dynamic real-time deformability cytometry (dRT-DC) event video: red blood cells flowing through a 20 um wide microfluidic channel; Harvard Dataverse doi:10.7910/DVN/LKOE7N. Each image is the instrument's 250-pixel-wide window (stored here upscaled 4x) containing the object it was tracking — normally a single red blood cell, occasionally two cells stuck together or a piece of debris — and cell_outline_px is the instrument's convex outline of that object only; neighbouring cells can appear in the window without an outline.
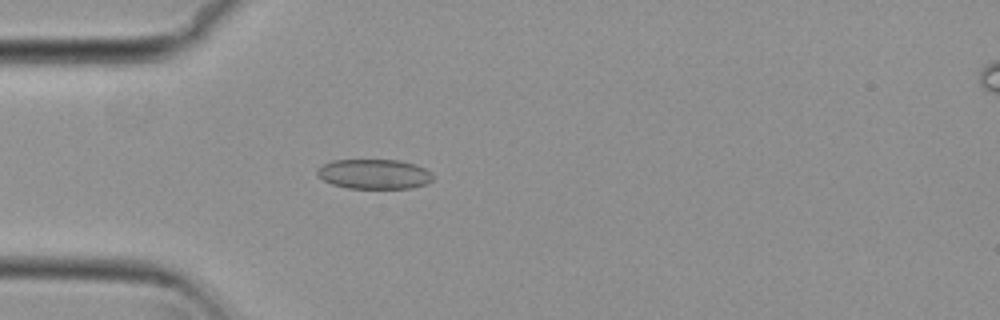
{"species": "common noctule bat (a hibernating species)", "species_latin": "Nyctalus noctula", "temperature_condition": "cold", "stored_images_in_passage": 54, "camera_frame_rate_fps": 3000, "um_per_image_px": 0.085, "animal": {"sex": "female", "body_mass_g": 29.2, "forearm_length_mm": 56.3}, "frame": {"image": 1, "passage_image": 16, "time_ms": 5.0, "image_size_px": [1000, 320], "cell_outline_px": [[432, 180], [428, 184], [412, 188], [348, 188], [332, 184], [324, 180], [316, 172], [316, 168], [332, 160], [400, 160], [416, 164], [432, 172]], "centroid_in_image_um": [31.83, 14.79], "position_along_channel_um": 53.2, "area_um2": 20.17}}
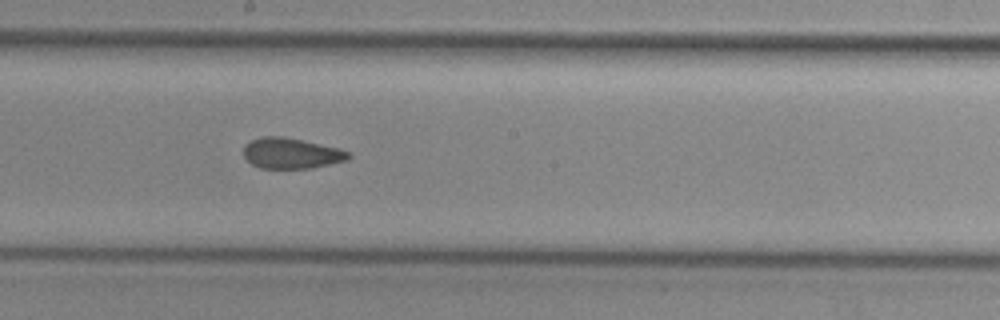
{"frame": {"image": 2, "passage_image": 30, "time_ms": 9.667, "image_size_px": [1000, 320], "cell_outline_px": [[352, 156], [348, 160], [312, 168], [260, 168], [252, 164], [244, 156], [244, 144], [260, 136], [284, 136], [340, 148], [348, 152]], "centroid_in_image_um": [24.77, 13.02], "position_along_channel_um": 223.4, "area_um2": 18.84}}
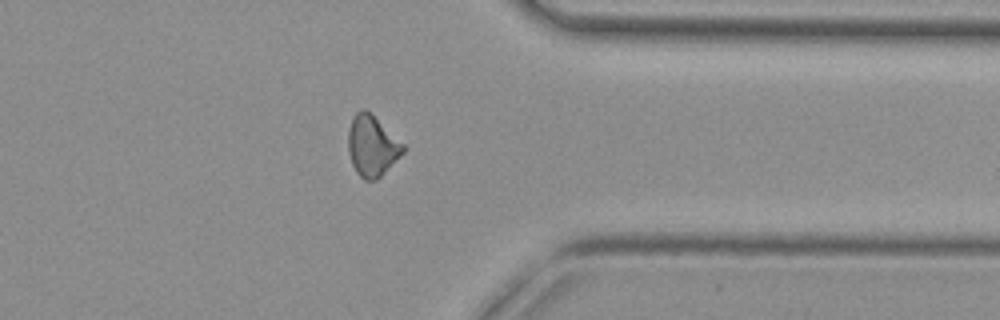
{"frame": {"image": 3, "passage_image": 43, "time_ms": 14.0, "image_size_px": [1000, 320], "cell_outline_px": [[404, 152], [376, 180], [364, 180], [356, 172], [352, 164], [348, 152], [348, 128], [352, 116], [360, 108], [364, 108], [404, 144]], "centroid_in_image_um": [31.58, 12.39], "position_along_channel_um": 379.8, "area_um2": 19.25}, "authors_computed_cell_mechanics": {"area_um2": 19.3341, "velocity_mm_per_s": 3.8045, "shape_relaxation_time_tau1_ms": null, "shape_relaxation_time_tau2_ms": 1.9518, "deformation_change_tau1": null, "deformation_change_tau2": 0.0733}}